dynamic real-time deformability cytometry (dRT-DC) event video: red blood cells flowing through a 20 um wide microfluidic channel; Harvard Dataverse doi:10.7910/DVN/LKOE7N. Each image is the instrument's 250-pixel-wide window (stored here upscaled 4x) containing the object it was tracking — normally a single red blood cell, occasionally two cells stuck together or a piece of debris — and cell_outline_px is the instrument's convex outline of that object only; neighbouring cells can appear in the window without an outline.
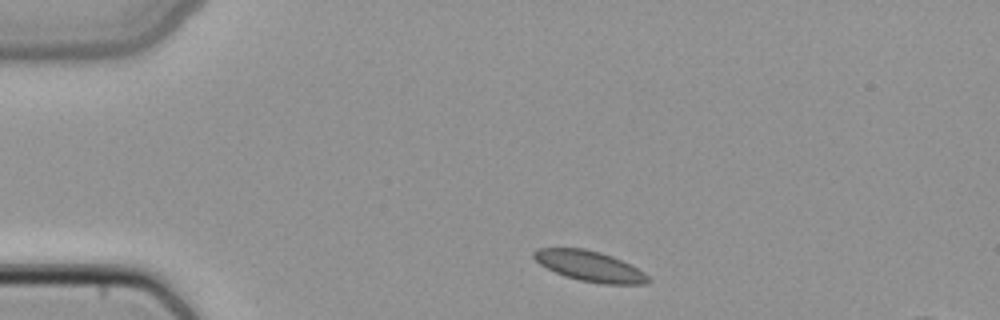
{"species": "common noctule bat (a hibernating species)", "species_latin": "Nyctalus noctula", "temperature_condition": "cold", "stored_images_in_passage": 3, "camera_frame_rate_fps": 3000, "um_per_image_px": 0.085, "animal": {"sex": "female", "body_mass_g": 22.7, "forearm_length_mm": 54.2}, "frame": {"image": 1, "passage_image": 1, "time_ms": 0.0, "image_size_px": [1000, 320], "cell_outline_px": [[652, 280], [648, 284], [604, 284], [580, 280], [564, 276], [540, 264], [532, 256], [532, 252], [536, 248], [584, 248], [600, 252], [612, 256], [644, 272]], "centroid_in_image_um": [50.12, 22.62], "position_along_channel_um": 34.9, "area_um2": 20.17}}